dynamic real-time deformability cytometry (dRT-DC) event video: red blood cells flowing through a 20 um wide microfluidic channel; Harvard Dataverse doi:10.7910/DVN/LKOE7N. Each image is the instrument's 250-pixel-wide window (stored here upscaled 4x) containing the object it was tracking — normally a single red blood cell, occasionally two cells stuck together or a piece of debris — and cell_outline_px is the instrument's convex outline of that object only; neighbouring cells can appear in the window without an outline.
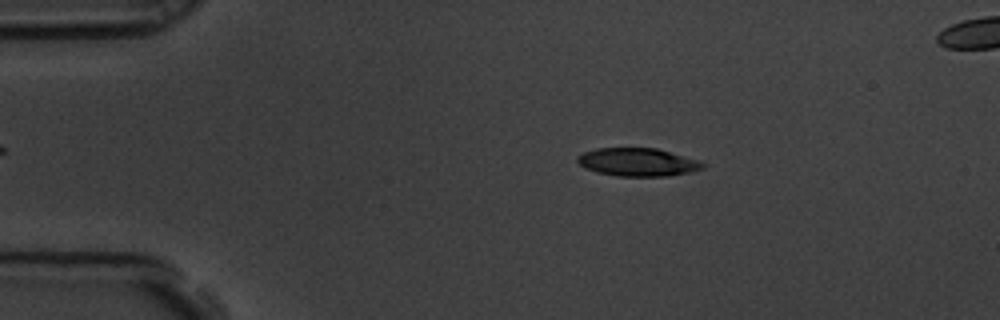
{"species": "common noctule bat (a hibernating species)", "species_latin": "Nyctalus noctula", "temperature_condition": "room temperature", "stored_images_in_passage": 5, "camera_frame_rate_fps": 3000, "um_per_image_px": 0.085, "animal": {"sex": "male", "body_mass_g": 19.5, "forearm_length_mm": 54.6}, "frame": {"image": 1, "passage_image": 2, "time_ms": 0.333, "image_size_px": [1000, 320], "cell_outline_px": [[708, 164], [704, 168], [688, 172], [668, 176], [616, 176], [596, 172], [584, 168], [576, 160], [576, 156], [584, 152], [596, 148], [656, 148], [700, 160]], "centroid_in_image_um": [54.21, 13.78], "position_along_channel_um": 30.8, "area_um2": 20.69}}
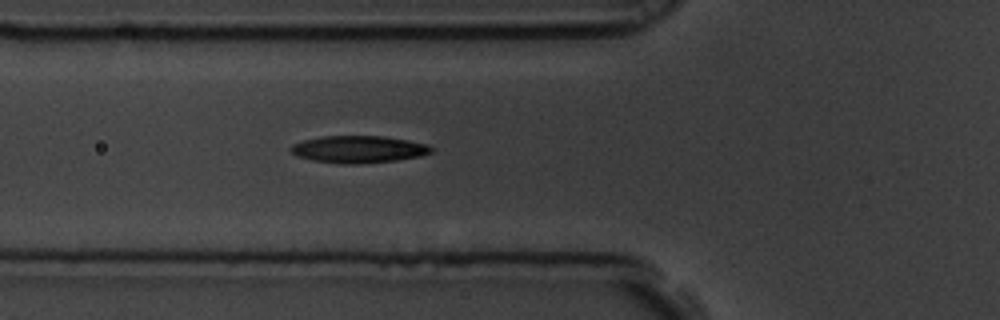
{"frame": {"image": 2, "passage_image": 5, "time_ms": 1.333, "image_size_px": [1000, 320], "cell_outline_px": [[436, 148], [432, 152], [420, 156], [396, 160], [356, 164], [340, 164], [312, 160], [296, 156], [288, 148], [292, 144], [304, 140], [320, 136], [384, 136], [408, 140], [428, 144]], "centroid_in_image_um": [30.48, 12.69], "position_along_channel_um": 95.3, "area_um2": 22.43}}